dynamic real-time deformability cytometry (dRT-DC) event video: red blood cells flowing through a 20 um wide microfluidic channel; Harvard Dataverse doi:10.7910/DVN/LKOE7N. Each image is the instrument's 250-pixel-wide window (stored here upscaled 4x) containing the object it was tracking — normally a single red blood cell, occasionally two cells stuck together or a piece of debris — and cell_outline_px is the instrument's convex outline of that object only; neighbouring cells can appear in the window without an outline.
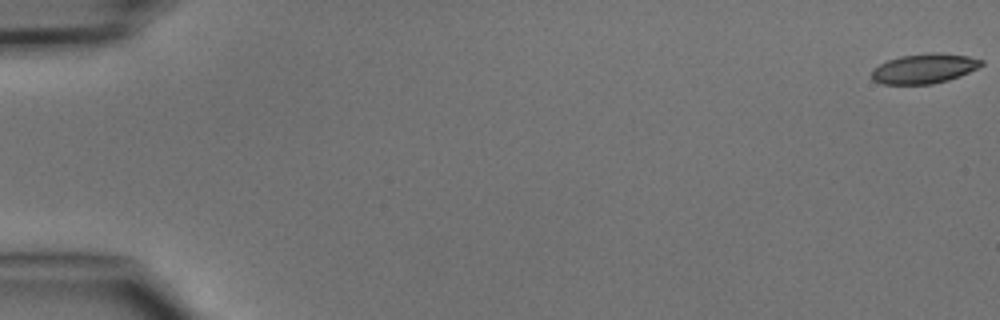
{"species": "common noctule bat (a hibernating species)", "species_latin": "Nyctalus noctula", "temperature_condition": "cold", "stored_images_in_passage": 5, "camera_frame_rate_fps": 3000, "um_per_image_px": 0.085, "animal": {"sex": "male", "body_mass_g": 15.6}, "frame": {"image": 1, "passage_image": 1, "time_ms": 0.0, "image_size_px": [1000, 320], "cell_outline_px": [[984, 64], [960, 76], [948, 80], [932, 84], [880, 84], [872, 80], [872, 68], [888, 60], [900, 56], [932, 52], [936, 52], [968, 56], [984, 60]], "centroid_in_image_um": [78.54, 5.83], "position_along_channel_um": 6.5, "area_um2": 19.07}}
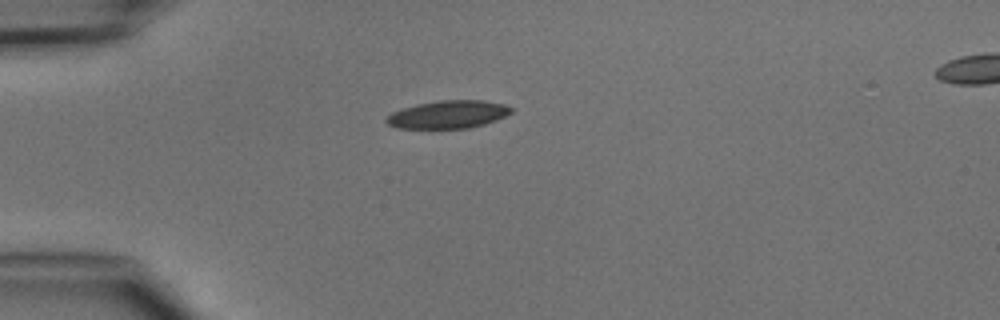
{"frame": {"image": 2, "passage_image": 4, "time_ms": 4.333, "image_size_px": [1000, 320], "cell_outline_px": [[512, 112], [496, 120], [484, 124], [468, 128], [396, 128], [388, 124], [384, 120], [392, 112], [416, 104], [440, 100], [484, 100], [504, 104], [512, 108]], "centroid_in_image_um": [38.09, 9.72], "position_along_channel_um": 46.9, "area_um2": 20.17}}